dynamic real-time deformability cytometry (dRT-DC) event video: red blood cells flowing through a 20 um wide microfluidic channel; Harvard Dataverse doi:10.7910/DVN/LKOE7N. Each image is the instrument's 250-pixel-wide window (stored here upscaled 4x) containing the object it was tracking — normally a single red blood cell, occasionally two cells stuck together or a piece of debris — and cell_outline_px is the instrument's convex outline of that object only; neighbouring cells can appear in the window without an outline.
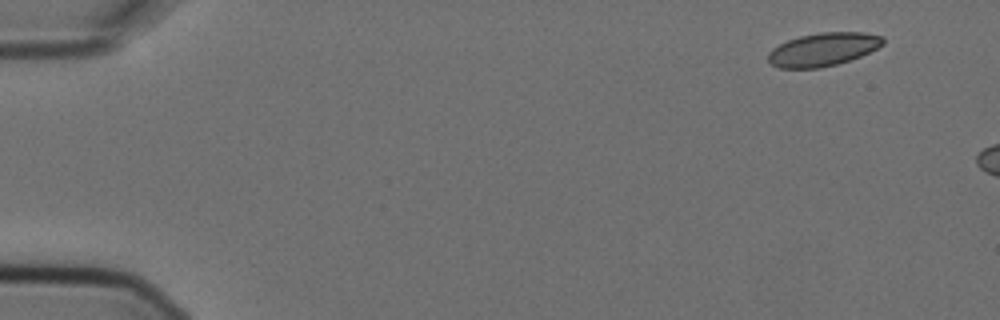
{"species": "Egyptian fruit bat (a non-hibernating species)", "species_latin": "Rousettus aegyptiacus", "temperature_condition": "cold", "stored_images_in_passage": 3, "camera_frame_rate_fps": 3000, "um_per_image_px": 0.085, "animal": {"sex": "female"}, "frame": {"image": 1, "passage_image": 1, "time_ms": 0.0, "image_size_px": [1000, 320], "cell_outline_px": [[884, 44], [860, 56], [836, 64], [820, 68], [780, 68], [772, 64], [768, 60], [768, 52], [772, 48], [788, 40], [800, 36], [820, 32], [864, 32], [884, 36]], "centroid_in_image_um": [69.96, 4.19], "position_along_channel_um": 15.0, "area_um2": 22.14}}